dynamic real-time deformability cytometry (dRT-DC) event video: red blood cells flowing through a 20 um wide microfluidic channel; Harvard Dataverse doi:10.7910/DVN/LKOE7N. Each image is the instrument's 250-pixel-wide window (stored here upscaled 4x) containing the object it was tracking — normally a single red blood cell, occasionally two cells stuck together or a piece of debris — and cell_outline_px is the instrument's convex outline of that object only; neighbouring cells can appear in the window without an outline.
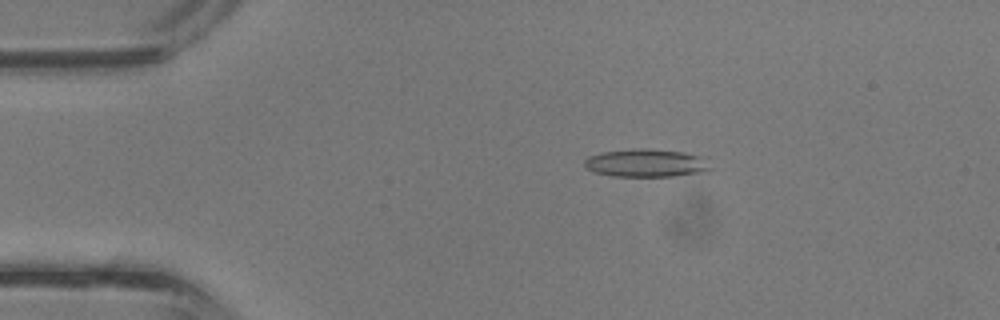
{"species": "common noctule bat (a hibernating species)", "species_latin": "Nyctalus noctula", "temperature_condition": "room temperature", "stored_images_in_passage": 38, "camera_frame_rate_fps": 3000, "um_per_image_px": 0.085, "animal": {"sex": "male", "body_mass_g": 13.3}, "frame": {"image": 1, "passage_image": 7, "time_ms": 2.0, "image_size_px": [1000, 320], "cell_outline_px": [[712, 168], [700, 172], [676, 176], [612, 176], [592, 172], [584, 164], [584, 160], [588, 156], [604, 152], [644, 148], [684, 152], [700, 156]], "centroid_in_image_um": [54.88, 13.86], "position_along_channel_um": 30.1, "area_um2": 20.23}}
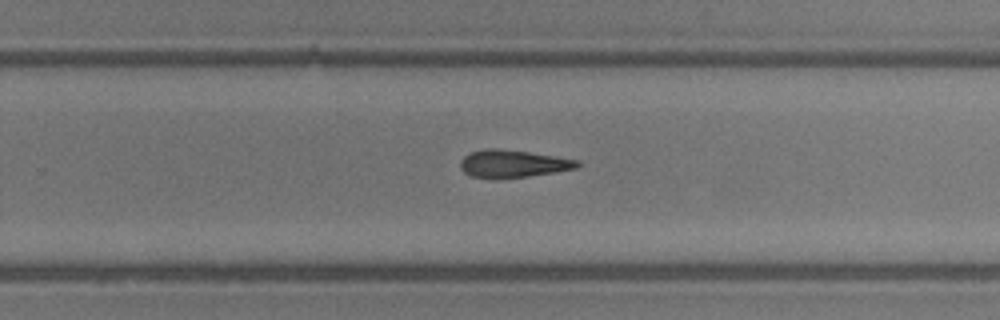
{"frame": {"image": 2, "passage_image": 24, "time_ms": 7.667, "image_size_px": [1000, 320], "cell_outline_px": [[580, 164], [576, 168], [528, 176], [496, 180], [472, 176], [464, 172], [460, 168], [460, 160], [464, 156], [472, 152], [488, 148], [496, 148], [528, 152], [556, 156], [580, 160]], "centroid_in_image_um": [43.57, 13.93], "position_along_channel_um": 286.2, "area_um2": 18.84}}
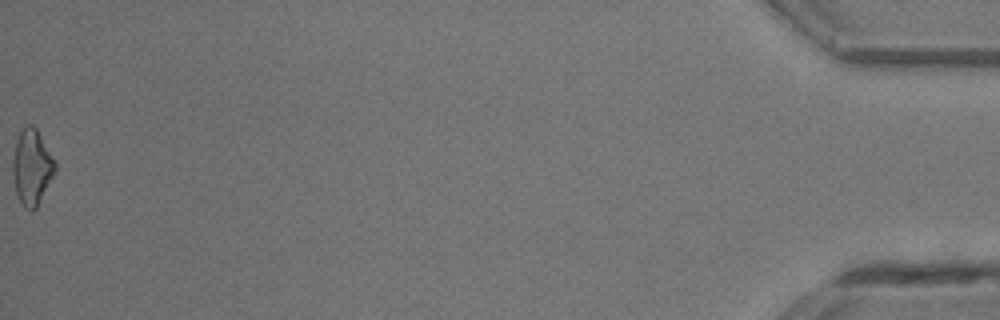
{"frame": {"image": 3, "passage_image": 38, "time_ms": 12.333, "image_size_px": [1000, 320], "cell_outline_px": [[56, 172], [36, 208], [32, 212], [24, 208], [16, 196], [12, 172], [12, 160], [16, 140], [20, 132], [28, 124], [32, 124], [36, 128], [56, 160]], "centroid_in_image_um": [2.71, 14.23], "position_along_channel_um": 432.5, "area_um2": 18.96}}